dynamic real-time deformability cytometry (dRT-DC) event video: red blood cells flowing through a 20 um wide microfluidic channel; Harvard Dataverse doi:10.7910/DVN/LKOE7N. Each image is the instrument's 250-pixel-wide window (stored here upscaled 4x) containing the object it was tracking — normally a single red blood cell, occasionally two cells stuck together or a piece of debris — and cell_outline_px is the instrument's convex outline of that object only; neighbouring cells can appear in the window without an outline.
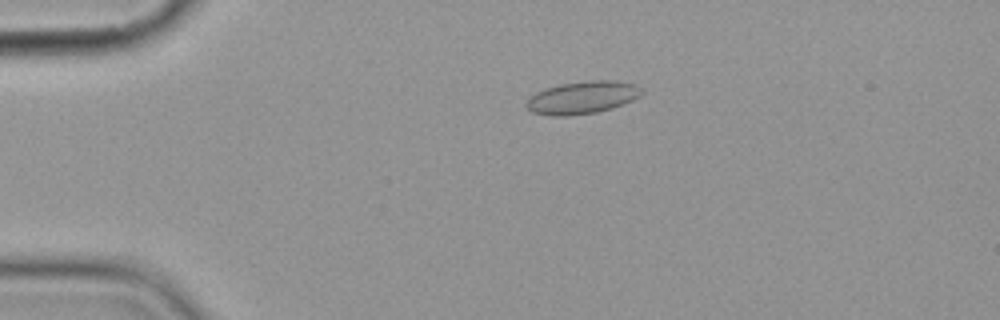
{"species": "common noctule bat (a hibernating species)", "species_latin": "Nyctalus noctula", "temperature_condition": "cold", "stored_images_in_passage": 8, "camera_frame_rate_fps": 3000, "um_per_image_px": 0.085, "animal": {"sex": "female", "body_mass_g": 19.9}, "frame": {"image": 1, "passage_image": 3, "time_ms": 2.333, "image_size_px": [1000, 320], "cell_outline_px": [[644, 92], [640, 96], [632, 100], [612, 108], [596, 112], [568, 116], [552, 116], [532, 112], [524, 104], [536, 92], [544, 88], [560, 84], [588, 80], [616, 80], [636, 84]], "centroid_in_image_um": [49.5, 8.28], "position_along_channel_um": 35.5, "area_um2": 21.96}}
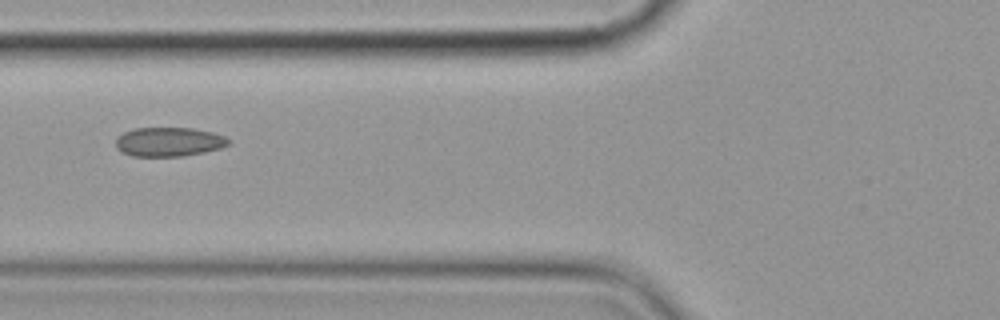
{"frame": {"image": 2, "passage_image": 6, "time_ms": 5.667, "image_size_px": [1000, 320], "cell_outline_px": [[232, 140], [228, 144], [220, 148], [204, 152], [184, 156], [132, 156], [116, 148], [116, 140], [124, 132], [136, 128], [192, 128], [212, 132], [224, 136]], "centroid_in_image_um": [14.38, 12.06], "position_along_channel_um": 111.4, "area_um2": 19.02}}
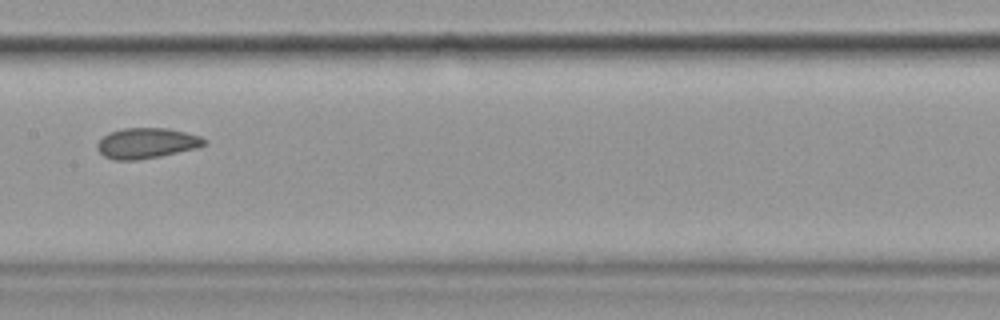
{"frame": {"image": 3, "passage_image": 8, "time_ms": 8.0, "image_size_px": [1000, 320], "cell_outline_px": [[208, 144], [196, 148], [160, 156], [136, 160], [116, 160], [104, 156], [96, 148], [96, 144], [108, 132], [124, 128], [168, 128], [200, 136], [208, 140]], "centroid_in_image_um": [12.47, 12.16], "position_along_channel_um": 194.9, "area_um2": 19.02}}